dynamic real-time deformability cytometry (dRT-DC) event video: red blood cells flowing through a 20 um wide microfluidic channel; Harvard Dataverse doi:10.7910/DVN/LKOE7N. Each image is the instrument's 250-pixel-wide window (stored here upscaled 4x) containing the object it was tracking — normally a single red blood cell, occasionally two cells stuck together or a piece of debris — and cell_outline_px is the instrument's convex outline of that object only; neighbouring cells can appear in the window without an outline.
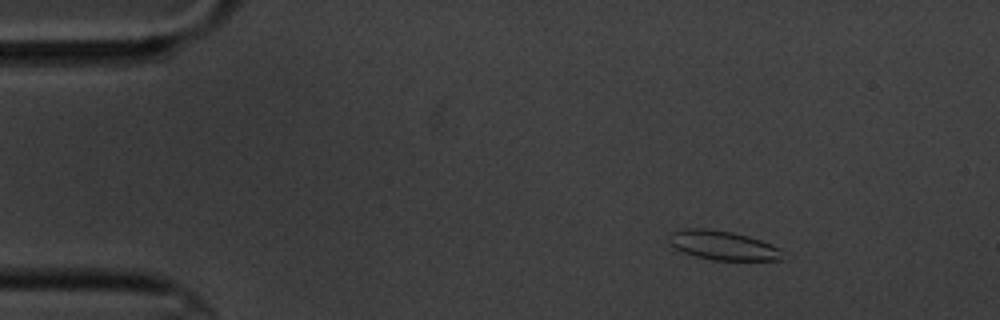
{"species": "common noctule bat (a hibernating species)", "species_latin": "Nyctalus noctula", "temperature_condition": "cold", "stored_images_in_passage": 11, "camera_frame_rate_fps": 3000, "um_per_image_px": 0.085, "animal": {"sex": "male", "body_mass_g": 20.1, "forearm_length_mm": 53.5}, "frame": {"image": 1, "passage_image": 2, "time_ms": 2.333, "image_size_px": [1000, 320], "cell_outline_px": [[784, 260], [712, 260], [696, 256], [684, 252], [676, 248], [668, 240], [668, 236], [672, 232], [684, 228], [708, 228], [732, 232], [748, 236], [760, 240], [780, 248]], "centroid_in_image_um": [61.45, 20.85], "position_along_channel_um": 23.6, "area_um2": 19.25}}
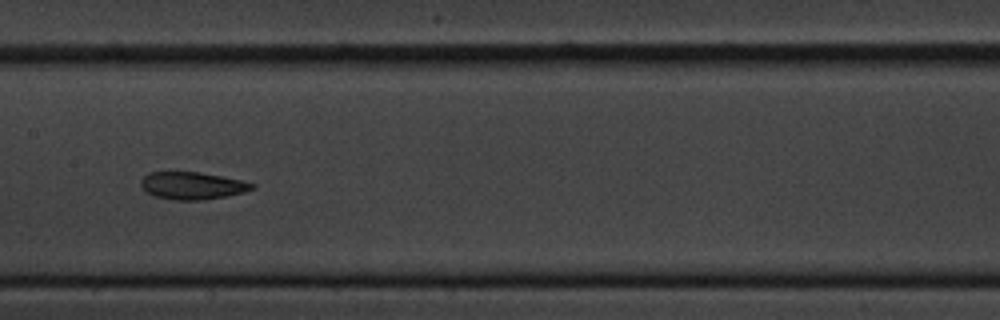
{"frame": {"image": 2, "passage_image": 8, "time_ms": 9.333, "image_size_px": [1000, 320], "cell_outline_px": [[256, 188], [244, 192], [224, 196], [200, 200], [176, 200], [156, 196], [148, 192], [140, 184], [140, 180], [148, 172], [200, 172], [244, 180], [256, 184]], "centroid_in_image_um": [16.39, 15.76], "position_along_channel_um": 191.0, "area_um2": 17.69}}
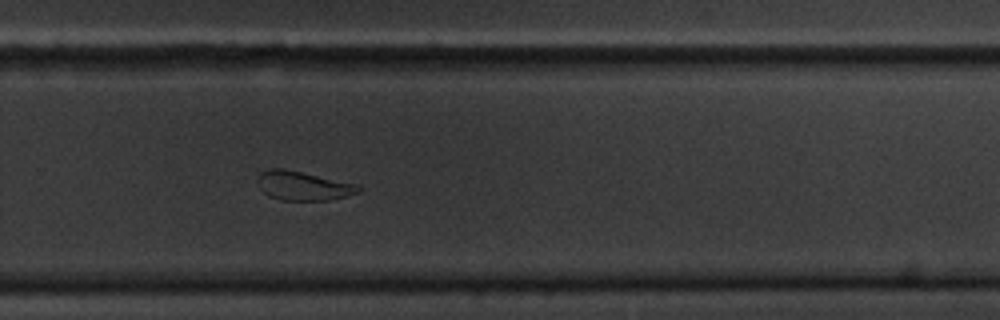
{"frame": {"image": 3, "passage_image": 11, "time_ms": 12.667, "image_size_px": [1000, 320], "cell_outline_px": [[364, 188], [360, 192], [348, 196], [328, 200], [280, 200], [268, 196], [256, 184], [256, 180], [260, 172], [268, 168], [284, 168], [352, 184]], "centroid_in_image_um": [25.69, 15.8], "position_along_channel_um": 304.1, "area_um2": 16.99}}